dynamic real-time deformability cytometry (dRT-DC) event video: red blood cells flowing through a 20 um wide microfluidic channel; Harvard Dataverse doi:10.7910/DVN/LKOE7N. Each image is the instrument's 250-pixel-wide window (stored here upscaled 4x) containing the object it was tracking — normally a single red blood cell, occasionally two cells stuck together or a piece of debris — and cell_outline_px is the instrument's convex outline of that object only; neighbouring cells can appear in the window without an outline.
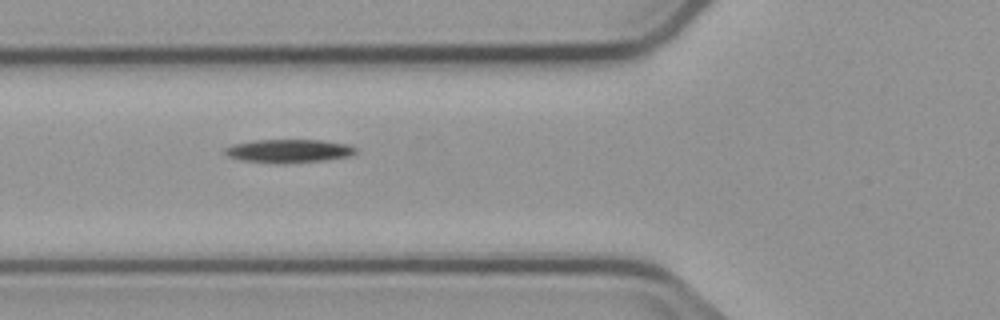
{"species": "common noctule bat (a hibernating species)", "species_latin": "Nyctalus noctula", "temperature_condition": "cold", "stored_images_in_passage": 5, "camera_frame_rate_fps": 3000, "um_per_image_px": 0.085, "animal": {"sex": "male", "body_mass_g": 23.1, "forearm_length_mm": 52.7}, "frame": {"image": 1, "passage_image": 2, "time_ms": 1.0, "image_size_px": [1000, 320], "cell_outline_px": [[356, 152], [348, 156], [324, 160], [240, 160], [228, 156], [224, 152], [224, 148], [232, 144], [256, 140], [320, 140], [348, 144], [356, 148]], "centroid_in_image_um": [24.55, 12.77], "position_along_channel_um": 101.3, "area_um2": 16.59}}
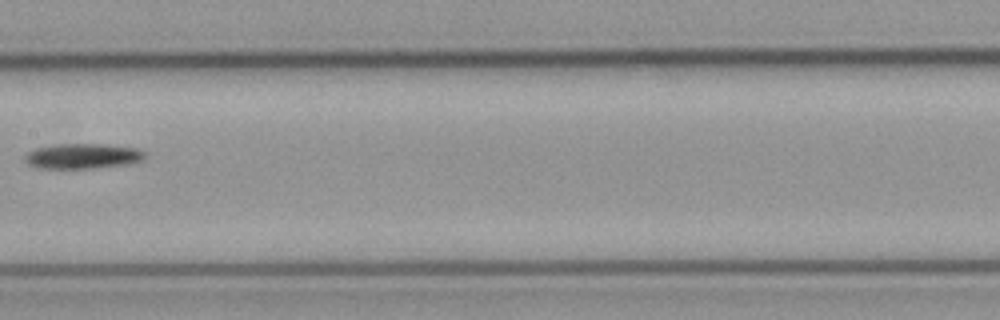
{"frame": {"image": 2, "passage_image": 4, "time_ms": 3.667, "image_size_px": [1000, 320], "cell_outline_px": [[148, 156], [144, 160], [132, 164], [88, 168], [44, 168], [28, 164], [24, 156], [28, 152], [36, 148], [56, 144], [100, 144], [136, 148], [148, 152]], "centroid_in_image_um": [7.12, 13.26], "position_along_channel_um": 200.3, "area_um2": 17.63}}
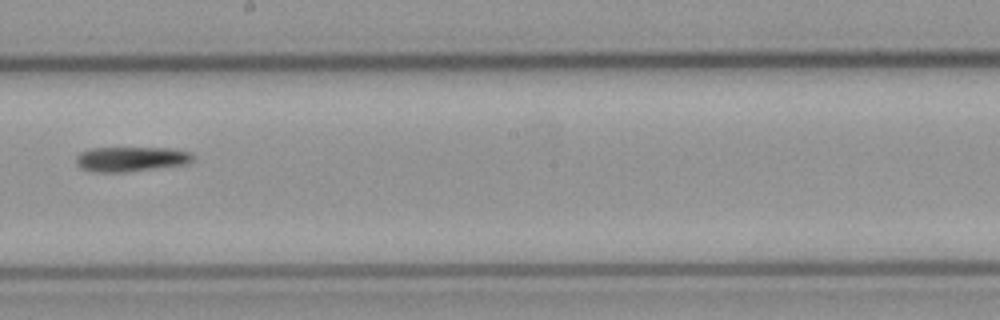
{"frame": {"image": 3, "passage_image": 5, "time_ms": 4.667, "image_size_px": [1000, 320], "cell_outline_px": [[192, 160], [184, 164], [124, 172], [92, 172], [80, 168], [76, 164], [76, 156], [80, 152], [92, 148], [168, 148], [192, 152]], "centroid_in_image_um": [11.07, 13.52], "position_along_channel_um": 237.1, "area_um2": 16.76}}